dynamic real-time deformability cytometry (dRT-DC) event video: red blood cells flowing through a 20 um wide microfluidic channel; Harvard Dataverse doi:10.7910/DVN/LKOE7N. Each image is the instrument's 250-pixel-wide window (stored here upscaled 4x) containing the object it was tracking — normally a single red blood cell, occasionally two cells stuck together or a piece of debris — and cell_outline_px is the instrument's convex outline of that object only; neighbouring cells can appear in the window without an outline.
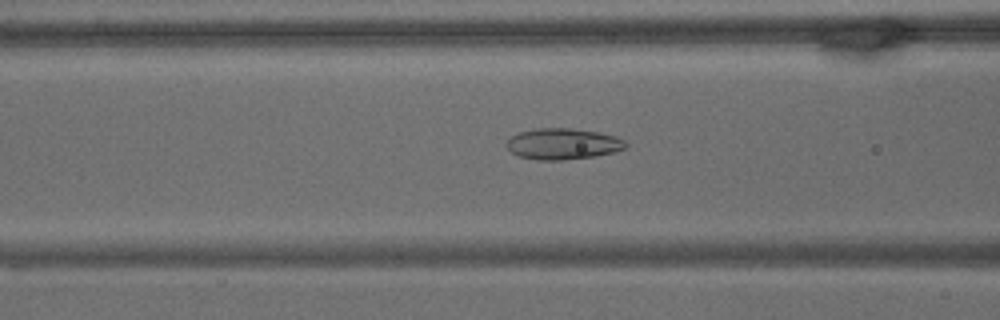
{"species": "common noctule bat (a hibernating species)", "species_latin": "Nyctalus noctula", "temperature_condition": "warm", "stored_images_in_passage": 54, "camera_frame_rate_fps": 3000, "um_per_image_px": 0.085, "animal": {"sex": "male", "body_mass_g": 15.6}, "frame": {"image": 1, "passage_image": 24, "time_ms": 7.667, "image_size_px": [1000, 320], "cell_outline_px": [[628, 144], [624, 148], [612, 152], [596, 156], [564, 160], [536, 160], [520, 156], [512, 152], [504, 144], [512, 136], [520, 132], [536, 128], [572, 128], [600, 132], [616, 136], [624, 140]], "centroid_in_image_um": [47.85, 12.22], "position_along_channel_um": 118.8, "area_um2": 21.62}}
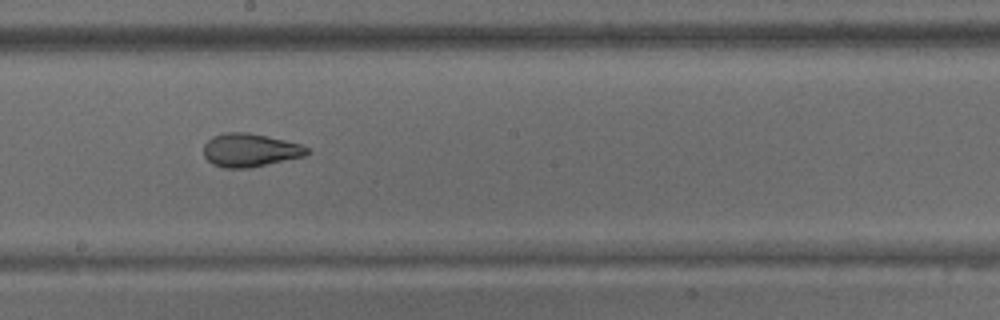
{"frame": {"image": 2, "passage_image": 34, "time_ms": 11.0, "image_size_px": [1000, 320], "cell_outline_px": [[308, 152], [304, 156], [248, 168], [224, 168], [212, 164], [204, 156], [204, 144], [212, 136], [224, 132], [248, 132], [284, 140], [300, 144], [308, 148]], "centroid_in_image_um": [21.2, 12.76], "position_along_channel_um": 227.0, "area_um2": 19.94}}
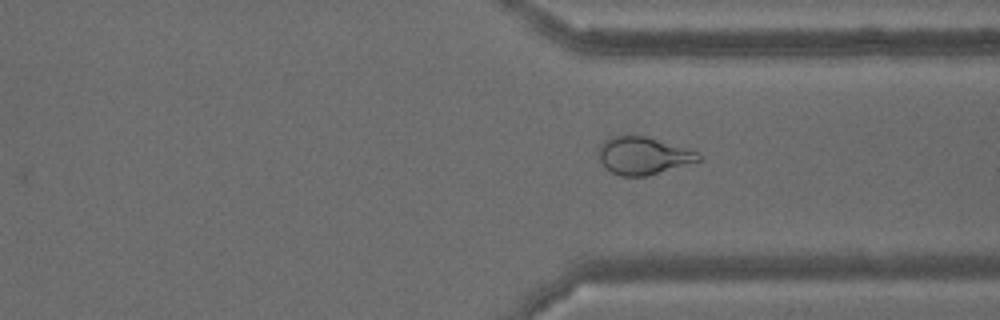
{"frame": {"image": 3, "passage_image": 46, "time_ms": 15.0, "image_size_px": [1000, 320], "cell_outline_px": [[700, 160], [648, 176], [620, 176], [604, 168], [596, 152], [600, 144], [608, 136], [644, 136], [700, 152]], "centroid_in_image_um": [54.61, 13.24], "position_along_channel_um": 356.8, "area_um2": 21.85}, "authors_computed_cell_mechanics": {"area_um2": 22.0507, "velocity_mm_per_s": 3.2417, "shape_relaxation_time_tau1_ms": null, "shape_relaxation_time_tau2_ms": 1.9587, "deformation_change_tau1": null, "deformation_change_tau2": 0.0883}}